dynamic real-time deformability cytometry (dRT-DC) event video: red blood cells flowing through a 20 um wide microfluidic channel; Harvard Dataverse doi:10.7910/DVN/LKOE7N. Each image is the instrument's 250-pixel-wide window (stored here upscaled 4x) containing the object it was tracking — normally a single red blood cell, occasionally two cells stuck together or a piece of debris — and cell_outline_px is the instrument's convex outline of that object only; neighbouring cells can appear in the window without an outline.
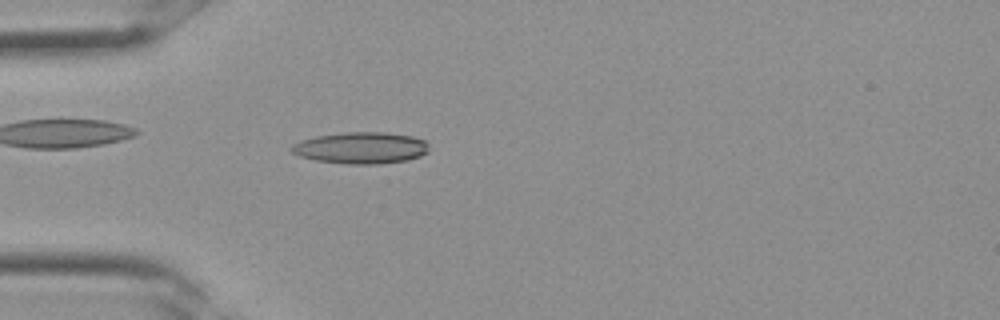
{"species": "Egyptian fruit bat (a non-hibernating species)", "species_latin": "Rousettus aegyptiacus", "temperature_condition": "room temperature", "stored_images_in_passage": 28, "camera_frame_rate_fps": 3000, "um_per_image_px": 0.085, "frame": {"image": 1, "passage_image": 4, "time_ms": 1.0, "image_size_px": [1000, 320], "cell_outline_px": [[428, 152], [420, 156], [408, 160], [376, 164], [348, 164], [316, 160], [300, 156], [292, 152], [288, 148], [292, 144], [300, 140], [316, 136], [348, 132], [384, 132], [412, 136], [424, 140], [428, 144]], "centroid_in_image_um": [30.67, 12.57], "position_along_channel_um": 54.3, "area_um2": 25.32}}
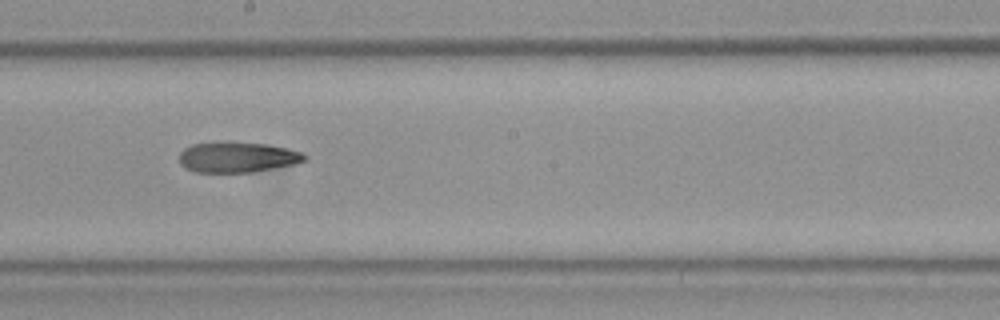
{"frame": {"image": 2, "passage_image": 13, "time_ms": 4.0, "image_size_px": [1000, 320], "cell_outline_px": [[308, 160], [296, 164], [252, 172], [196, 172], [184, 168], [180, 164], [180, 152], [184, 148], [192, 144], [228, 140], [264, 144], [288, 148], [304, 152], [308, 156]], "centroid_in_image_um": [20.2, 13.34], "position_along_channel_um": 228.0, "area_um2": 22.83}}
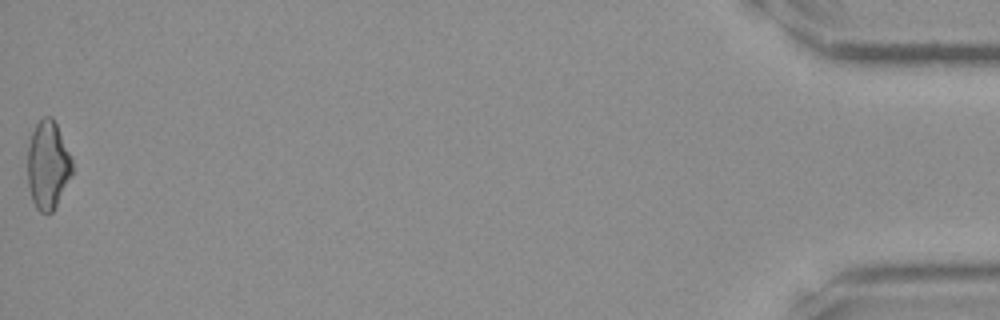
{"frame": {"image": 3, "passage_image": 28, "time_ms": 9.0, "image_size_px": [1000, 320], "cell_outline_px": [[72, 176], [52, 212], [40, 212], [36, 208], [32, 200], [28, 188], [28, 144], [32, 132], [36, 124], [44, 116], [52, 116], [56, 124], [72, 160]], "centroid_in_image_um": [4.06, 14.04], "position_along_channel_um": 431.1, "area_um2": 22.77}}